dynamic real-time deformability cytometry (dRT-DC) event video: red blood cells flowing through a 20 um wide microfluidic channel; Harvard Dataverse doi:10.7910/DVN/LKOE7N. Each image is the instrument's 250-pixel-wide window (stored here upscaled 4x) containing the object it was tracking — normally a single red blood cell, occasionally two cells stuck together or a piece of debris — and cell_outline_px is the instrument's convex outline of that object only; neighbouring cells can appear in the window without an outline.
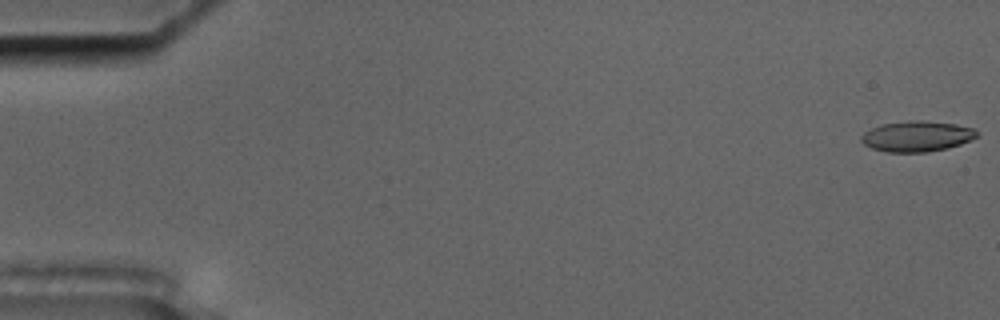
{"species": "common noctule bat (a hibernating species)", "species_latin": "Nyctalus noctula", "temperature_condition": "cold", "stored_images_in_passage": 57, "camera_frame_rate_fps": 3000, "um_per_image_px": 0.085, "animal": {"sex": "male", "body_mass_g": 17.5, "forearm_length_mm": 52.3}, "frame": {"image": 1, "passage_image": 1, "time_ms": 0.0, "image_size_px": [1000, 320], "cell_outline_px": [[980, 136], [960, 144], [948, 148], [928, 152], [888, 152], [872, 148], [864, 144], [860, 140], [860, 136], [864, 132], [872, 128], [884, 124], [916, 120], [920, 120], [956, 124], [976, 128]], "centroid_in_image_um": [77.98, 11.59], "position_along_channel_um": 7.0, "area_um2": 20.63}}
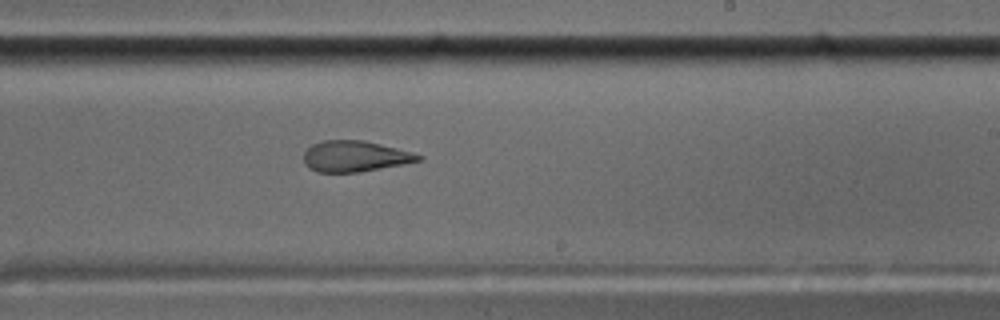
{"frame": {"image": 2, "passage_image": 35, "time_ms": 11.333, "image_size_px": [1000, 320], "cell_outline_px": [[424, 156], [420, 160], [404, 164], [356, 172], [316, 172], [308, 168], [304, 164], [304, 152], [312, 144], [324, 140], [364, 140], [412, 152]], "centroid_in_image_um": [30.14, 13.28], "position_along_channel_um": 258.9, "area_um2": 20.58}}
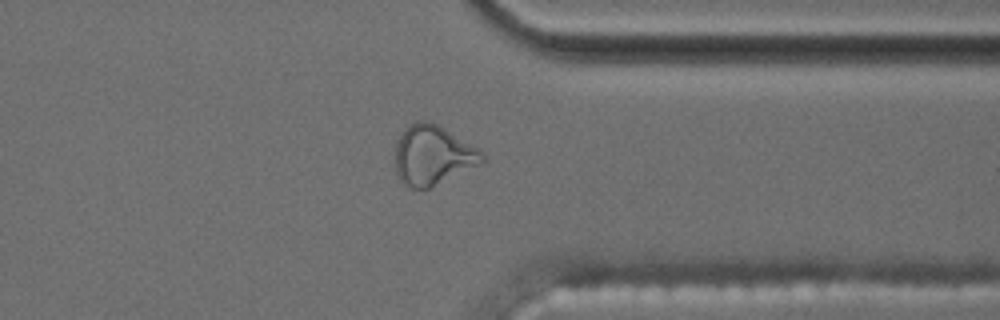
{"frame": {"image": 3, "passage_image": 45, "time_ms": 14.667, "image_size_px": [1000, 320], "cell_outline_px": [[484, 160], [480, 164], [428, 188], [412, 188], [404, 184], [400, 180], [396, 172], [396, 144], [400, 132], [404, 128], [416, 120], [424, 120], [436, 124], [444, 128], [484, 152]], "centroid_in_image_um": [36.76, 13.17], "position_along_channel_um": 374.6, "area_um2": 29.88}, "authors_computed_cell_mechanics": {"area_um2": 21.4438, "velocity_mm_per_s": 3.5507, "shape_relaxation_time_tau1_ms": null, "shape_relaxation_time_tau2_ms": 2.2821, "deformation_change_tau1": null, "deformation_change_tau2": 0.1008}}